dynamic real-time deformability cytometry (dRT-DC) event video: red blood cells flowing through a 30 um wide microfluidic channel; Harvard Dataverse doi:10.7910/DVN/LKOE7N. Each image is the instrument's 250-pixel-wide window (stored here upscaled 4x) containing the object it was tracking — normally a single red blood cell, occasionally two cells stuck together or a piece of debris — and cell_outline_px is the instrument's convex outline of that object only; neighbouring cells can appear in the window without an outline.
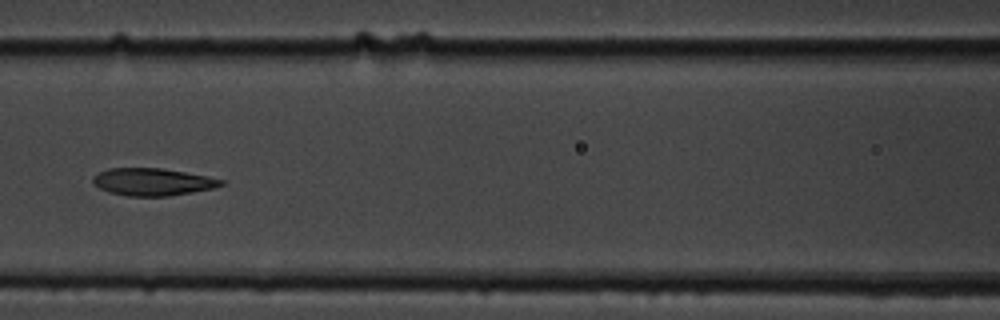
{"species": "common noctule bat (a hibernating species)", "species_latin": "Nyctalus noctula", "temperature_condition": "cold", "stored_images_in_passage": 9, "camera_frame_rate_fps": 3000, "um_per_image_px": 0.085, "animal": {"sex": "male", "body_mass_g": 19.5, "forearm_length_mm": 54.6}, "frame": {"image": 1, "passage_image": 8, "time_ms": 8.333, "image_size_px": [1000, 320], "cell_outline_px": [[228, 184], [216, 188], [168, 196], [128, 196], [108, 192], [100, 188], [92, 180], [92, 176], [108, 168], [164, 168], [208, 176], [224, 180]], "centroid_in_image_um": [13.03, 15.46], "position_along_channel_um": 153.6, "area_um2": 20.63}}
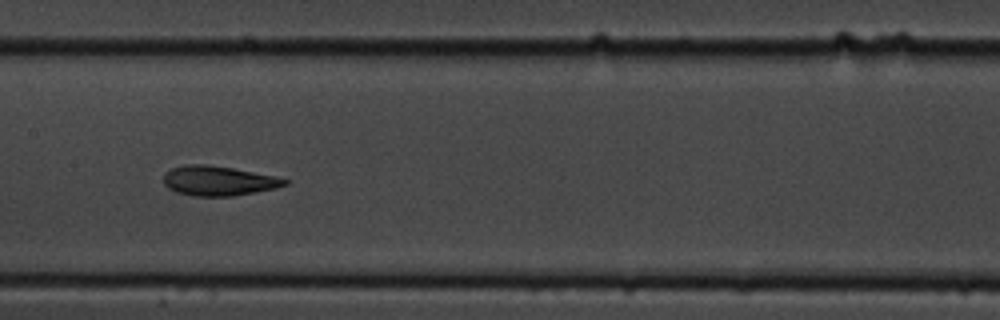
{"frame": {"image": 2, "passage_image": 9, "time_ms": 9.333, "image_size_px": [1000, 320], "cell_outline_px": [[288, 184], [276, 188], [256, 192], [232, 196], [192, 196], [176, 192], [168, 188], [164, 184], [164, 176], [172, 168], [188, 164], [208, 164], [232, 168], [276, 176], [288, 180]], "centroid_in_image_um": [18.58, 15.37], "position_along_channel_um": 188.8, "area_um2": 20.92}}